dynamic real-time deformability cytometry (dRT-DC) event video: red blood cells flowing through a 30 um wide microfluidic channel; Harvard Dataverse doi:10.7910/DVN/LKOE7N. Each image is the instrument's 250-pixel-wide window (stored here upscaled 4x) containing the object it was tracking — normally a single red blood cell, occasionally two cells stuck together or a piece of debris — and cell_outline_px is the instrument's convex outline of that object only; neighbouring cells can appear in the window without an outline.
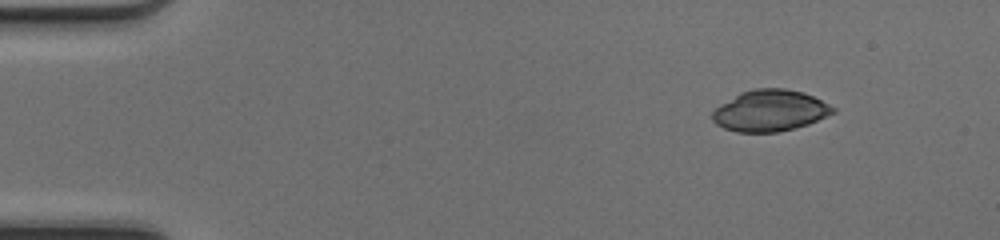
{"species": "common noctule bat (a hibernating species)", "species_latin": "Nyctalus noctula", "temperature_condition": "cold", "stored_images_in_passage": 44, "camera_frame_rate_fps": 3000, "um_per_image_px": 0.085, "animal": {"sex": "female", "body_mass_g": 17.0, "forearm_length_mm": 48.0}, "frame": {"image": 1, "passage_image": 1, "time_ms": 0.0, "image_size_px": [1000, 240], "cell_outline_px": [[836, 112], [808, 124], [776, 132], [736, 132], [724, 128], [716, 124], [712, 120], [712, 112], [720, 104], [740, 92], [752, 88], [784, 88], [800, 92], [812, 96], [836, 108]], "centroid_in_image_um": [65.42, 9.4], "position_along_channel_um": 19.6, "area_um2": 28.9}}
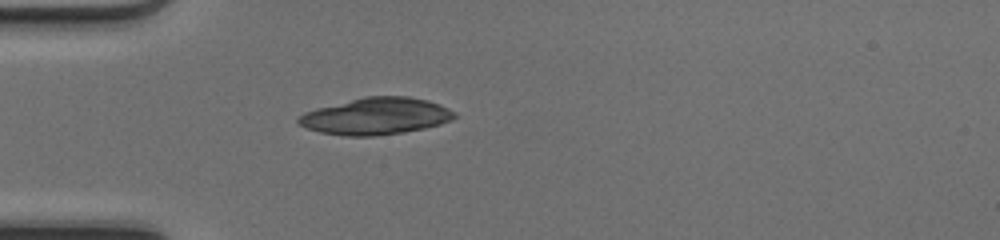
{"frame": {"image": 2, "passage_image": 10, "time_ms": 3.0, "image_size_px": [1000, 240], "cell_outline_px": [[456, 116], [452, 120], [440, 124], [424, 128], [404, 132], [372, 136], [344, 136], [320, 132], [308, 128], [300, 124], [296, 120], [304, 112], [316, 108], [364, 96], [408, 96], [428, 100], [440, 104], [456, 112]], "centroid_in_image_um": [31.97, 9.87], "position_along_channel_um": 53.0, "area_um2": 33.52}}